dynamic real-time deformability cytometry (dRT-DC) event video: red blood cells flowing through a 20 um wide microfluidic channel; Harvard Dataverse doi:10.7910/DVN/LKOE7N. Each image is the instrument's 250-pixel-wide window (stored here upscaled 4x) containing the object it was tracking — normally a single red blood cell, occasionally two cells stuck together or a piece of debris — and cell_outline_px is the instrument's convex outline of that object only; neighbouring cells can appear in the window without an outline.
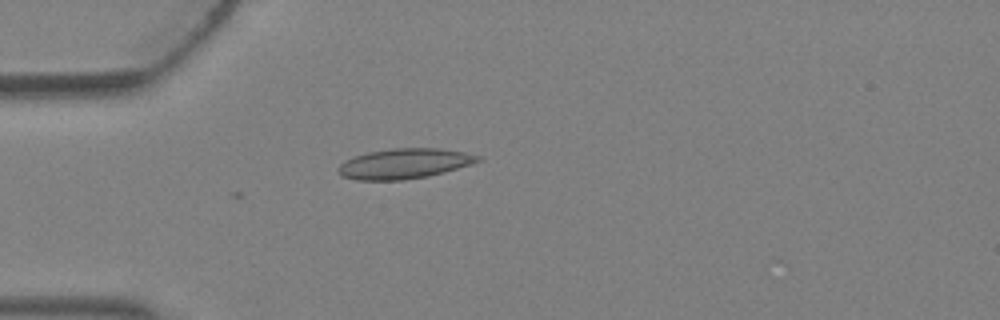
{"species": "Egyptian fruit bat (a non-hibernating species)", "species_latin": "Rousettus aegyptiacus", "temperature_condition": "warm", "stored_images_in_passage": 1, "camera_frame_rate_fps": 3000, "um_per_image_px": 0.085, "animal": {"sex": "female"}, "frame": {"image": 1, "passage_image": 1, "time_ms": 0.0, "image_size_px": [1000, 320], "cell_outline_px": [[480, 160], [444, 172], [428, 176], [404, 180], [356, 180], [344, 176], [336, 168], [340, 164], [356, 156], [368, 152], [392, 148], [440, 148], [464, 152], [480, 156]], "centroid_in_image_um": [34.35, 13.9], "position_along_channel_um": 50.6, "area_um2": 24.16}}